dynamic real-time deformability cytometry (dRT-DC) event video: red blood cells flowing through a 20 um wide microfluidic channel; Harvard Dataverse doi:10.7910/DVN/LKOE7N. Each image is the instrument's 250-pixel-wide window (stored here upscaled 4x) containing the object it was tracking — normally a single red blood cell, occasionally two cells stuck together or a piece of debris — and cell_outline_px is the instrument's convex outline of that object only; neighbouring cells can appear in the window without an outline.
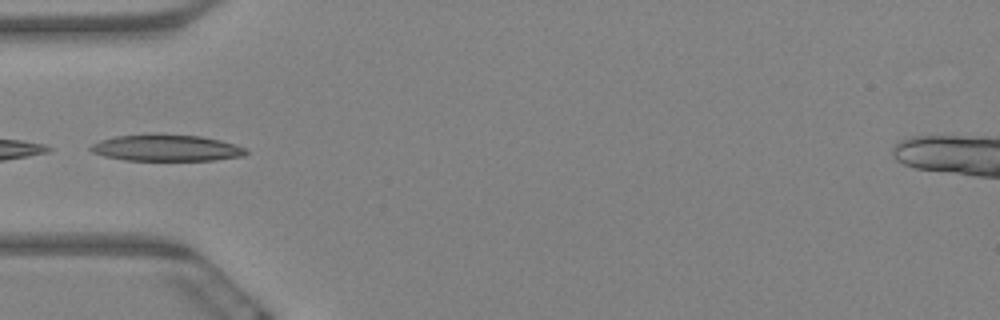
{"species": "Egyptian fruit bat (a non-hibernating species)", "species_latin": "Rousettus aegyptiacus", "temperature_condition": "warm", "stored_images_in_passage": 8, "camera_frame_rate_fps": 3000, "um_per_image_px": 0.085, "animal": {"sex": "female"}, "frame": {"image": 1, "passage_image": 4, "time_ms": 1.0, "image_size_px": [1000, 320], "cell_outline_px": [[248, 152], [244, 156], [212, 160], [124, 160], [104, 156], [92, 152], [88, 148], [92, 144], [100, 140], [116, 136], [152, 132], [156, 132], [200, 136], [220, 140], [244, 148]], "centroid_in_image_um": [14.08, 12.55], "position_along_channel_um": 70.9, "area_um2": 24.33}}
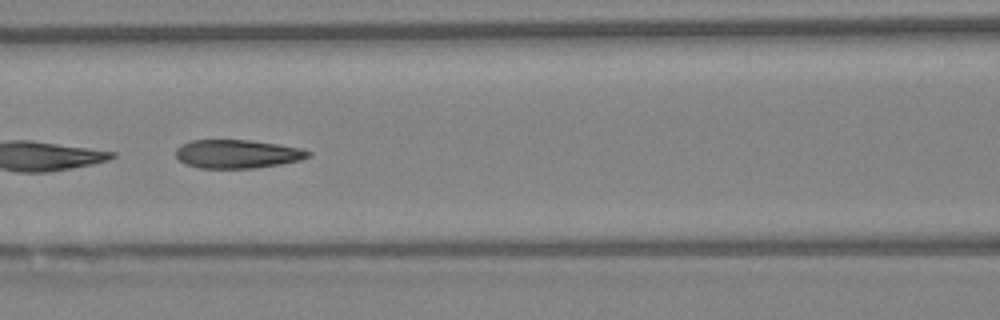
{"frame": {"image": 2, "passage_image": 6, "time_ms": 1.667, "image_size_px": [1000, 320], "cell_outline_px": [[312, 156], [300, 160], [280, 164], [256, 168], [200, 168], [184, 164], [176, 156], [176, 148], [180, 144], [192, 140], [252, 140], [300, 148], [312, 152]], "centroid_in_image_um": [20.16, 13.08], "position_along_channel_um": 146.4, "area_um2": 22.14}}